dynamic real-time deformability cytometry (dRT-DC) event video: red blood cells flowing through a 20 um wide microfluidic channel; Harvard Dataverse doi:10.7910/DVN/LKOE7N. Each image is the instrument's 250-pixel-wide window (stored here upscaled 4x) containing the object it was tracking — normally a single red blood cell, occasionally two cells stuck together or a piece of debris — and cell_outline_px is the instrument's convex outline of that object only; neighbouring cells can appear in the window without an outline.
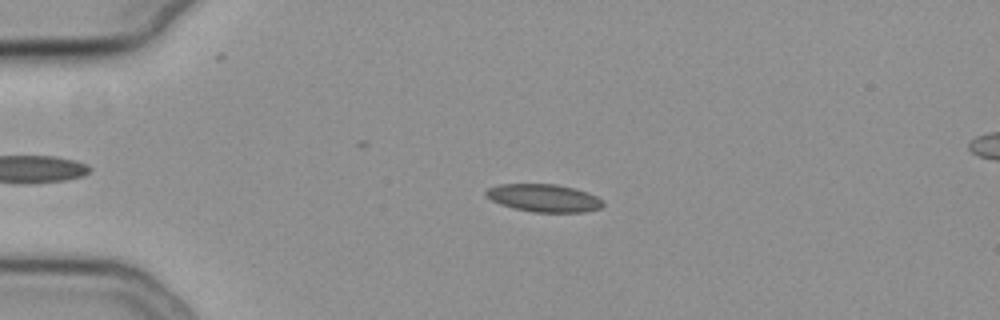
{"species": "common noctule bat (a hibernating species)", "species_latin": "Nyctalus noctula", "temperature_condition": "cold", "stored_images_in_passage": 57, "camera_frame_rate_fps": 3000, "um_per_image_px": 0.085, "animal": {"sex": "female", "body_mass_g": 19.3, "forearm_length_mm": 54.1}, "frame": {"image": 1, "passage_image": 14, "time_ms": 4.333, "image_size_px": [1000, 320], "cell_outline_px": [[604, 204], [600, 208], [584, 212], [532, 212], [512, 208], [500, 204], [484, 196], [484, 192], [488, 188], [500, 184], [556, 184], [576, 188], [588, 192], [604, 200]], "centroid_in_image_um": [46.23, 16.83], "position_along_channel_um": 38.8, "area_um2": 19.13}}
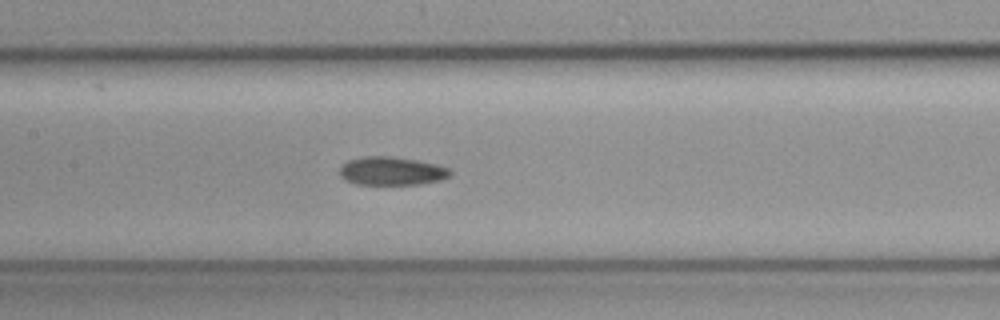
{"frame": {"image": 2, "passage_image": 28, "time_ms": 9.0, "image_size_px": [1000, 320], "cell_outline_px": [[452, 172], [448, 176], [440, 180], [420, 184], [356, 184], [344, 180], [340, 176], [340, 168], [348, 160], [364, 156], [392, 156], [416, 160], [436, 164], [448, 168]], "centroid_in_image_um": [33.27, 14.53], "position_along_channel_um": 174.1, "area_um2": 18.21}}
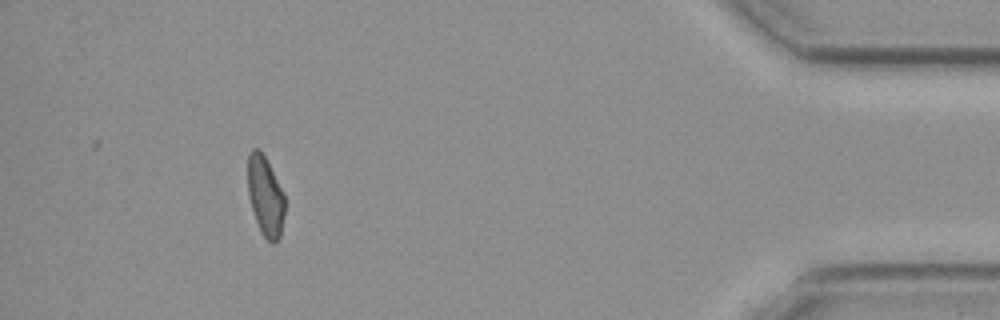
{"frame": {"image": 3, "passage_image": 52, "time_ms": 17.0, "image_size_px": [1000, 320], "cell_outline_px": [[284, 216], [280, 236], [276, 244], [272, 244], [260, 232], [248, 196], [248, 152], [252, 148], [260, 148], [284, 192]], "centroid_in_image_um": [22.55, 16.66], "position_along_channel_um": 412.6, "area_um2": 17.34}}